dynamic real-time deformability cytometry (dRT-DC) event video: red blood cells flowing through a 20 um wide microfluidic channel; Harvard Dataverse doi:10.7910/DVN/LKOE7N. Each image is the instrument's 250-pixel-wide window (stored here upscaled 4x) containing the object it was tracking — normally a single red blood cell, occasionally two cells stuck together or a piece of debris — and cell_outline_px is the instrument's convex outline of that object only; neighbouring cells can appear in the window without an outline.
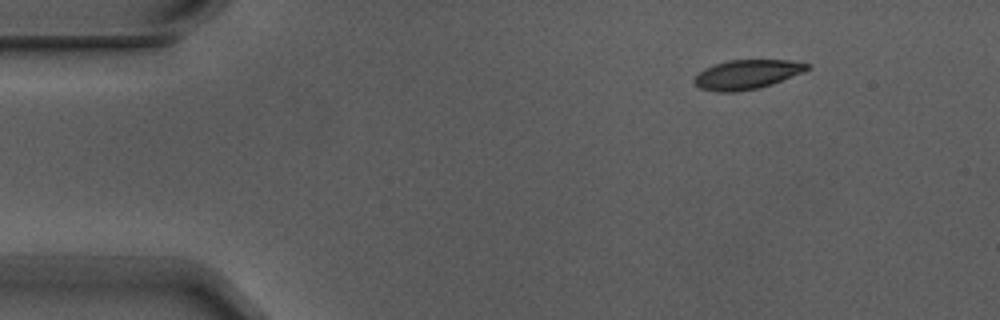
{"species": "Egyptian fruit bat (a non-hibernating species)", "species_latin": "Rousettus aegyptiacus", "temperature_condition": "warm", "stored_images_in_passage": 6, "segment_of_instrument_passage": [2, 2], "camera_frame_rate_fps": 3000, "um_per_image_px": 0.085, "animal": {"sex": "male"}, "frame": {"image": 1, "passage_image": 6, "time_ms": 1.667, "image_size_px": [1000, 320], "cell_outline_px": [[812, 64], [804, 72], [772, 84], [756, 88], [732, 92], [720, 92], [700, 88], [696, 84], [696, 76], [704, 68], [728, 60], [788, 60]], "centroid_in_image_um": [63.53, 6.31], "position_along_channel_um": 21.5, "area_um2": 18.96}}